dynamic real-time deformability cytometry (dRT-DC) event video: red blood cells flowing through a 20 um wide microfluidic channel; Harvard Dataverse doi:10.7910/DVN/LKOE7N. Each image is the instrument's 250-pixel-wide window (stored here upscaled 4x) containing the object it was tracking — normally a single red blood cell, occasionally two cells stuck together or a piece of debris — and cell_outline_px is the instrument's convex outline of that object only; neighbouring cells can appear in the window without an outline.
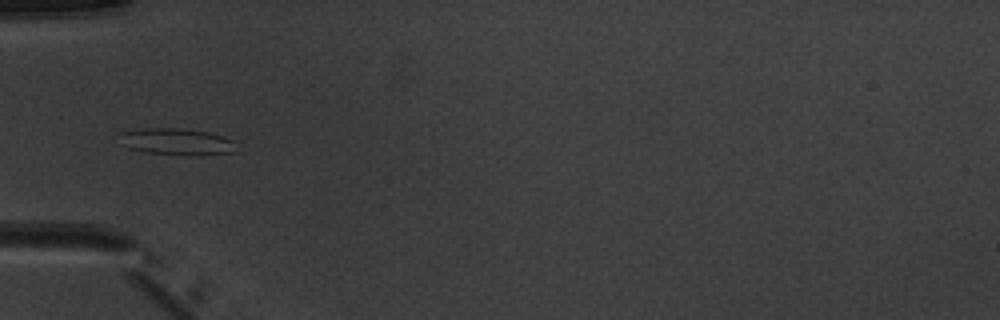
{"species": "common noctule bat (a hibernating species)", "species_latin": "Nyctalus noctula", "temperature_condition": "warm", "stored_images_in_passage": 4, "camera_frame_rate_fps": 3000, "um_per_image_px": 0.085, "animal": {"sex": "male", "body_mass_g": 20.1, "forearm_length_mm": 53.5}, "frame": {"image": 1, "passage_image": 4, "time_ms": 3.333, "image_size_px": [1000, 320], "cell_outline_px": [[236, 152], [196, 156], [184, 156], [148, 152], [128, 148], [124, 144], [120, 132], [144, 128], [176, 128], [208, 132], [224, 136], [236, 140]], "centroid_in_image_um": [15.13, 12.06], "position_along_channel_um": 69.9, "area_um2": 18.32}}